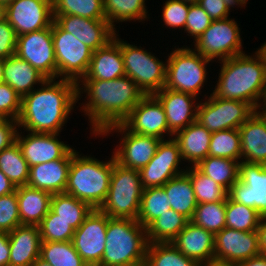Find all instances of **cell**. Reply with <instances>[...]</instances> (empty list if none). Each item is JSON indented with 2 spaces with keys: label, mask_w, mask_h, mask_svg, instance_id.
Returning <instances> with one entry per match:
<instances>
[{
  "label": "cell",
  "mask_w": 266,
  "mask_h": 266,
  "mask_svg": "<svg viewBox=\"0 0 266 266\" xmlns=\"http://www.w3.org/2000/svg\"><path fill=\"white\" fill-rule=\"evenodd\" d=\"M84 93L87 101L82 104L81 110L88 117L92 131L90 135L95 138L109 126L122 123L146 96L126 75L107 81L80 80L77 83V101Z\"/></svg>",
  "instance_id": "cell-1"
},
{
  "label": "cell",
  "mask_w": 266,
  "mask_h": 266,
  "mask_svg": "<svg viewBox=\"0 0 266 266\" xmlns=\"http://www.w3.org/2000/svg\"><path fill=\"white\" fill-rule=\"evenodd\" d=\"M22 97L18 128L32 133H60L77 102V83L46 79Z\"/></svg>",
  "instance_id": "cell-2"
},
{
  "label": "cell",
  "mask_w": 266,
  "mask_h": 266,
  "mask_svg": "<svg viewBox=\"0 0 266 266\" xmlns=\"http://www.w3.org/2000/svg\"><path fill=\"white\" fill-rule=\"evenodd\" d=\"M255 54L244 53L228 58L221 67L217 85L212 94L226 100L249 103L256 111L260 110L266 96V69Z\"/></svg>",
  "instance_id": "cell-3"
},
{
  "label": "cell",
  "mask_w": 266,
  "mask_h": 266,
  "mask_svg": "<svg viewBox=\"0 0 266 266\" xmlns=\"http://www.w3.org/2000/svg\"><path fill=\"white\" fill-rule=\"evenodd\" d=\"M79 153L72 155L65 193L99 209L109 191L114 156L109 161H100Z\"/></svg>",
  "instance_id": "cell-4"
},
{
  "label": "cell",
  "mask_w": 266,
  "mask_h": 266,
  "mask_svg": "<svg viewBox=\"0 0 266 266\" xmlns=\"http://www.w3.org/2000/svg\"><path fill=\"white\" fill-rule=\"evenodd\" d=\"M147 245L146 228L137 220L109 218L98 266H144Z\"/></svg>",
  "instance_id": "cell-5"
},
{
  "label": "cell",
  "mask_w": 266,
  "mask_h": 266,
  "mask_svg": "<svg viewBox=\"0 0 266 266\" xmlns=\"http://www.w3.org/2000/svg\"><path fill=\"white\" fill-rule=\"evenodd\" d=\"M142 193L140 172L120 165L114 158L109 191L99 210L110 218L137 220Z\"/></svg>",
  "instance_id": "cell-6"
},
{
  "label": "cell",
  "mask_w": 266,
  "mask_h": 266,
  "mask_svg": "<svg viewBox=\"0 0 266 266\" xmlns=\"http://www.w3.org/2000/svg\"><path fill=\"white\" fill-rule=\"evenodd\" d=\"M210 62L194 49L178 46L168 54L165 88L196 97L202 95L201 89L209 75L206 68Z\"/></svg>",
  "instance_id": "cell-7"
},
{
  "label": "cell",
  "mask_w": 266,
  "mask_h": 266,
  "mask_svg": "<svg viewBox=\"0 0 266 266\" xmlns=\"http://www.w3.org/2000/svg\"><path fill=\"white\" fill-rule=\"evenodd\" d=\"M126 76L131 78L146 95L162 90L166 84L167 60L119 39Z\"/></svg>",
  "instance_id": "cell-8"
},
{
  "label": "cell",
  "mask_w": 266,
  "mask_h": 266,
  "mask_svg": "<svg viewBox=\"0 0 266 266\" xmlns=\"http://www.w3.org/2000/svg\"><path fill=\"white\" fill-rule=\"evenodd\" d=\"M52 39L56 58V79L78 83L87 73L93 51L70 32L52 23Z\"/></svg>",
  "instance_id": "cell-9"
},
{
  "label": "cell",
  "mask_w": 266,
  "mask_h": 266,
  "mask_svg": "<svg viewBox=\"0 0 266 266\" xmlns=\"http://www.w3.org/2000/svg\"><path fill=\"white\" fill-rule=\"evenodd\" d=\"M232 18L212 20L211 25L195 41L194 50L204 58L223 61L244 53L240 28Z\"/></svg>",
  "instance_id": "cell-10"
},
{
  "label": "cell",
  "mask_w": 266,
  "mask_h": 266,
  "mask_svg": "<svg viewBox=\"0 0 266 266\" xmlns=\"http://www.w3.org/2000/svg\"><path fill=\"white\" fill-rule=\"evenodd\" d=\"M199 101L197 119L211 133L238 129L256 110L244 101L226 100L212 93Z\"/></svg>",
  "instance_id": "cell-11"
},
{
  "label": "cell",
  "mask_w": 266,
  "mask_h": 266,
  "mask_svg": "<svg viewBox=\"0 0 266 266\" xmlns=\"http://www.w3.org/2000/svg\"><path fill=\"white\" fill-rule=\"evenodd\" d=\"M113 131L122 137L119 139L120 144L113 149L116 162L138 171L149 163L161 141L157 137L131 132L122 123L109 126L99 136H108Z\"/></svg>",
  "instance_id": "cell-12"
},
{
  "label": "cell",
  "mask_w": 266,
  "mask_h": 266,
  "mask_svg": "<svg viewBox=\"0 0 266 266\" xmlns=\"http://www.w3.org/2000/svg\"><path fill=\"white\" fill-rule=\"evenodd\" d=\"M47 79H56V58L52 25L48 28L17 36L16 53Z\"/></svg>",
  "instance_id": "cell-13"
},
{
  "label": "cell",
  "mask_w": 266,
  "mask_h": 266,
  "mask_svg": "<svg viewBox=\"0 0 266 266\" xmlns=\"http://www.w3.org/2000/svg\"><path fill=\"white\" fill-rule=\"evenodd\" d=\"M228 197L266 218V165L241 161L239 180L228 191Z\"/></svg>",
  "instance_id": "cell-14"
},
{
  "label": "cell",
  "mask_w": 266,
  "mask_h": 266,
  "mask_svg": "<svg viewBox=\"0 0 266 266\" xmlns=\"http://www.w3.org/2000/svg\"><path fill=\"white\" fill-rule=\"evenodd\" d=\"M181 160L183 161L178 143L168 137L167 140H161L155 155L139 171L143 189L161 187L172 178L185 173L186 170L180 168Z\"/></svg>",
  "instance_id": "cell-15"
},
{
  "label": "cell",
  "mask_w": 266,
  "mask_h": 266,
  "mask_svg": "<svg viewBox=\"0 0 266 266\" xmlns=\"http://www.w3.org/2000/svg\"><path fill=\"white\" fill-rule=\"evenodd\" d=\"M109 218L99 209H93L74 232L73 246L88 266H98L101 263Z\"/></svg>",
  "instance_id": "cell-16"
},
{
  "label": "cell",
  "mask_w": 266,
  "mask_h": 266,
  "mask_svg": "<svg viewBox=\"0 0 266 266\" xmlns=\"http://www.w3.org/2000/svg\"><path fill=\"white\" fill-rule=\"evenodd\" d=\"M5 19L17 36L48 28L54 21L52 0H15L5 7Z\"/></svg>",
  "instance_id": "cell-17"
},
{
  "label": "cell",
  "mask_w": 266,
  "mask_h": 266,
  "mask_svg": "<svg viewBox=\"0 0 266 266\" xmlns=\"http://www.w3.org/2000/svg\"><path fill=\"white\" fill-rule=\"evenodd\" d=\"M122 124L131 132L157 137L161 140H165V136L169 139L174 136L168 128L163 106L153 94L146 95L131 110Z\"/></svg>",
  "instance_id": "cell-18"
},
{
  "label": "cell",
  "mask_w": 266,
  "mask_h": 266,
  "mask_svg": "<svg viewBox=\"0 0 266 266\" xmlns=\"http://www.w3.org/2000/svg\"><path fill=\"white\" fill-rule=\"evenodd\" d=\"M259 254L257 230L245 232L225 227L215 234V262L237 264Z\"/></svg>",
  "instance_id": "cell-19"
},
{
  "label": "cell",
  "mask_w": 266,
  "mask_h": 266,
  "mask_svg": "<svg viewBox=\"0 0 266 266\" xmlns=\"http://www.w3.org/2000/svg\"><path fill=\"white\" fill-rule=\"evenodd\" d=\"M23 135V136H22ZM19 131L15 141L18 143L22 155L29 167L43 164L57 159H63L73 148L60 141V133H32L27 135Z\"/></svg>",
  "instance_id": "cell-20"
},
{
  "label": "cell",
  "mask_w": 266,
  "mask_h": 266,
  "mask_svg": "<svg viewBox=\"0 0 266 266\" xmlns=\"http://www.w3.org/2000/svg\"><path fill=\"white\" fill-rule=\"evenodd\" d=\"M54 21L93 52L105 46L118 32L107 20H93L76 15H55Z\"/></svg>",
  "instance_id": "cell-21"
},
{
  "label": "cell",
  "mask_w": 266,
  "mask_h": 266,
  "mask_svg": "<svg viewBox=\"0 0 266 266\" xmlns=\"http://www.w3.org/2000/svg\"><path fill=\"white\" fill-rule=\"evenodd\" d=\"M153 95L162 104L168 128L173 134L196 121L199 105L196 96L165 87Z\"/></svg>",
  "instance_id": "cell-22"
},
{
  "label": "cell",
  "mask_w": 266,
  "mask_h": 266,
  "mask_svg": "<svg viewBox=\"0 0 266 266\" xmlns=\"http://www.w3.org/2000/svg\"><path fill=\"white\" fill-rule=\"evenodd\" d=\"M238 130L241 161L266 165V113L255 111Z\"/></svg>",
  "instance_id": "cell-23"
},
{
  "label": "cell",
  "mask_w": 266,
  "mask_h": 266,
  "mask_svg": "<svg viewBox=\"0 0 266 266\" xmlns=\"http://www.w3.org/2000/svg\"><path fill=\"white\" fill-rule=\"evenodd\" d=\"M214 239L212 232L189 221L172 244L183 255L205 266L214 262Z\"/></svg>",
  "instance_id": "cell-24"
},
{
  "label": "cell",
  "mask_w": 266,
  "mask_h": 266,
  "mask_svg": "<svg viewBox=\"0 0 266 266\" xmlns=\"http://www.w3.org/2000/svg\"><path fill=\"white\" fill-rule=\"evenodd\" d=\"M76 151L73 148L63 159L29 167L27 185L51 194L65 192L72 155Z\"/></svg>",
  "instance_id": "cell-25"
},
{
  "label": "cell",
  "mask_w": 266,
  "mask_h": 266,
  "mask_svg": "<svg viewBox=\"0 0 266 266\" xmlns=\"http://www.w3.org/2000/svg\"><path fill=\"white\" fill-rule=\"evenodd\" d=\"M118 37L116 33L105 46L92 53L87 73L81 80L107 81L126 75Z\"/></svg>",
  "instance_id": "cell-26"
},
{
  "label": "cell",
  "mask_w": 266,
  "mask_h": 266,
  "mask_svg": "<svg viewBox=\"0 0 266 266\" xmlns=\"http://www.w3.org/2000/svg\"><path fill=\"white\" fill-rule=\"evenodd\" d=\"M9 266H31L40 257L41 235L38 225H20L8 233Z\"/></svg>",
  "instance_id": "cell-27"
},
{
  "label": "cell",
  "mask_w": 266,
  "mask_h": 266,
  "mask_svg": "<svg viewBox=\"0 0 266 266\" xmlns=\"http://www.w3.org/2000/svg\"><path fill=\"white\" fill-rule=\"evenodd\" d=\"M211 132L195 121L186 128L179 130L173 136L178 143L183 161L196 166L209 156ZM187 160V161H186Z\"/></svg>",
  "instance_id": "cell-28"
},
{
  "label": "cell",
  "mask_w": 266,
  "mask_h": 266,
  "mask_svg": "<svg viewBox=\"0 0 266 266\" xmlns=\"http://www.w3.org/2000/svg\"><path fill=\"white\" fill-rule=\"evenodd\" d=\"M21 225H39L48 214L52 195L28 185L16 187Z\"/></svg>",
  "instance_id": "cell-29"
},
{
  "label": "cell",
  "mask_w": 266,
  "mask_h": 266,
  "mask_svg": "<svg viewBox=\"0 0 266 266\" xmlns=\"http://www.w3.org/2000/svg\"><path fill=\"white\" fill-rule=\"evenodd\" d=\"M47 78L17 55L4 59V83L9 84L22 98Z\"/></svg>",
  "instance_id": "cell-30"
},
{
  "label": "cell",
  "mask_w": 266,
  "mask_h": 266,
  "mask_svg": "<svg viewBox=\"0 0 266 266\" xmlns=\"http://www.w3.org/2000/svg\"><path fill=\"white\" fill-rule=\"evenodd\" d=\"M162 187L170 201V208L191 220L197 207V200L190 177L186 173L180 174Z\"/></svg>",
  "instance_id": "cell-31"
},
{
  "label": "cell",
  "mask_w": 266,
  "mask_h": 266,
  "mask_svg": "<svg viewBox=\"0 0 266 266\" xmlns=\"http://www.w3.org/2000/svg\"><path fill=\"white\" fill-rule=\"evenodd\" d=\"M189 221L173 209L166 211L146 227L148 243L172 242Z\"/></svg>",
  "instance_id": "cell-32"
},
{
  "label": "cell",
  "mask_w": 266,
  "mask_h": 266,
  "mask_svg": "<svg viewBox=\"0 0 266 266\" xmlns=\"http://www.w3.org/2000/svg\"><path fill=\"white\" fill-rule=\"evenodd\" d=\"M239 161L208 156L195 167L227 191L239 180Z\"/></svg>",
  "instance_id": "cell-33"
},
{
  "label": "cell",
  "mask_w": 266,
  "mask_h": 266,
  "mask_svg": "<svg viewBox=\"0 0 266 266\" xmlns=\"http://www.w3.org/2000/svg\"><path fill=\"white\" fill-rule=\"evenodd\" d=\"M146 0H103L106 20L116 30L115 22L145 21L149 15Z\"/></svg>",
  "instance_id": "cell-34"
},
{
  "label": "cell",
  "mask_w": 266,
  "mask_h": 266,
  "mask_svg": "<svg viewBox=\"0 0 266 266\" xmlns=\"http://www.w3.org/2000/svg\"><path fill=\"white\" fill-rule=\"evenodd\" d=\"M50 209L59 215V218L68 222L75 230L93 210L86 202L65 192L52 195Z\"/></svg>",
  "instance_id": "cell-35"
},
{
  "label": "cell",
  "mask_w": 266,
  "mask_h": 266,
  "mask_svg": "<svg viewBox=\"0 0 266 266\" xmlns=\"http://www.w3.org/2000/svg\"><path fill=\"white\" fill-rule=\"evenodd\" d=\"M144 266H202L183 255L172 242L148 243Z\"/></svg>",
  "instance_id": "cell-36"
},
{
  "label": "cell",
  "mask_w": 266,
  "mask_h": 266,
  "mask_svg": "<svg viewBox=\"0 0 266 266\" xmlns=\"http://www.w3.org/2000/svg\"><path fill=\"white\" fill-rule=\"evenodd\" d=\"M0 170L15 187L27 185L29 166L16 141L0 152Z\"/></svg>",
  "instance_id": "cell-37"
},
{
  "label": "cell",
  "mask_w": 266,
  "mask_h": 266,
  "mask_svg": "<svg viewBox=\"0 0 266 266\" xmlns=\"http://www.w3.org/2000/svg\"><path fill=\"white\" fill-rule=\"evenodd\" d=\"M170 209V201L162 186L143 189L137 221L146 228Z\"/></svg>",
  "instance_id": "cell-38"
},
{
  "label": "cell",
  "mask_w": 266,
  "mask_h": 266,
  "mask_svg": "<svg viewBox=\"0 0 266 266\" xmlns=\"http://www.w3.org/2000/svg\"><path fill=\"white\" fill-rule=\"evenodd\" d=\"M40 258L50 266H88L74 248L72 241H42Z\"/></svg>",
  "instance_id": "cell-39"
},
{
  "label": "cell",
  "mask_w": 266,
  "mask_h": 266,
  "mask_svg": "<svg viewBox=\"0 0 266 266\" xmlns=\"http://www.w3.org/2000/svg\"><path fill=\"white\" fill-rule=\"evenodd\" d=\"M185 173L190 177L197 204L226 201L228 191L195 166H187Z\"/></svg>",
  "instance_id": "cell-40"
},
{
  "label": "cell",
  "mask_w": 266,
  "mask_h": 266,
  "mask_svg": "<svg viewBox=\"0 0 266 266\" xmlns=\"http://www.w3.org/2000/svg\"><path fill=\"white\" fill-rule=\"evenodd\" d=\"M55 15H76L93 20H106L103 0H52Z\"/></svg>",
  "instance_id": "cell-41"
},
{
  "label": "cell",
  "mask_w": 266,
  "mask_h": 266,
  "mask_svg": "<svg viewBox=\"0 0 266 266\" xmlns=\"http://www.w3.org/2000/svg\"><path fill=\"white\" fill-rule=\"evenodd\" d=\"M225 215L226 201L199 203L190 221L215 235L226 227Z\"/></svg>",
  "instance_id": "cell-42"
},
{
  "label": "cell",
  "mask_w": 266,
  "mask_h": 266,
  "mask_svg": "<svg viewBox=\"0 0 266 266\" xmlns=\"http://www.w3.org/2000/svg\"><path fill=\"white\" fill-rule=\"evenodd\" d=\"M261 216L248 206L226 199V227L238 231L252 232L257 230Z\"/></svg>",
  "instance_id": "cell-43"
},
{
  "label": "cell",
  "mask_w": 266,
  "mask_h": 266,
  "mask_svg": "<svg viewBox=\"0 0 266 266\" xmlns=\"http://www.w3.org/2000/svg\"><path fill=\"white\" fill-rule=\"evenodd\" d=\"M209 156L241 162V141L238 129H226L211 134Z\"/></svg>",
  "instance_id": "cell-44"
},
{
  "label": "cell",
  "mask_w": 266,
  "mask_h": 266,
  "mask_svg": "<svg viewBox=\"0 0 266 266\" xmlns=\"http://www.w3.org/2000/svg\"><path fill=\"white\" fill-rule=\"evenodd\" d=\"M42 241L66 242L72 241L75 229L59 218L51 209L38 225Z\"/></svg>",
  "instance_id": "cell-45"
},
{
  "label": "cell",
  "mask_w": 266,
  "mask_h": 266,
  "mask_svg": "<svg viewBox=\"0 0 266 266\" xmlns=\"http://www.w3.org/2000/svg\"><path fill=\"white\" fill-rule=\"evenodd\" d=\"M21 225L16 190L0 196V233H9Z\"/></svg>",
  "instance_id": "cell-46"
},
{
  "label": "cell",
  "mask_w": 266,
  "mask_h": 266,
  "mask_svg": "<svg viewBox=\"0 0 266 266\" xmlns=\"http://www.w3.org/2000/svg\"><path fill=\"white\" fill-rule=\"evenodd\" d=\"M189 9L190 4L185 3L182 0L165 1L161 15L164 25L169 28H180L181 30H183Z\"/></svg>",
  "instance_id": "cell-47"
},
{
  "label": "cell",
  "mask_w": 266,
  "mask_h": 266,
  "mask_svg": "<svg viewBox=\"0 0 266 266\" xmlns=\"http://www.w3.org/2000/svg\"><path fill=\"white\" fill-rule=\"evenodd\" d=\"M212 19L198 4H190V9L185 22V33L193 37L195 42L202 33L211 25Z\"/></svg>",
  "instance_id": "cell-48"
},
{
  "label": "cell",
  "mask_w": 266,
  "mask_h": 266,
  "mask_svg": "<svg viewBox=\"0 0 266 266\" xmlns=\"http://www.w3.org/2000/svg\"><path fill=\"white\" fill-rule=\"evenodd\" d=\"M22 98L7 83L0 84V118L18 120Z\"/></svg>",
  "instance_id": "cell-49"
},
{
  "label": "cell",
  "mask_w": 266,
  "mask_h": 266,
  "mask_svg": "<svg viewBox=\"0 0 266 266\" xmlns=\"http://www.w3.org/2000/svg\"><path fill=\"white\" fill-rule=\"evenodd\" d=\"M17 35L12 26L4 18L0 21V58H8L15 55Z\"/></svg>",
  "instance_id": "cell-50"
},
{
  "label": "cell",
  "mask_w": 266,
  "mask_h": 266,
  "mask_svg": "<svg viewBox=\"0 0 266 266\" xmlns=\"http://www.w3.org/2000/svg\"><path fill=\"white\" fill-rule=\"evenodd\" d=\"M198 5L204 9L212 20L228 18L231 8H234L231 0H199Z\"/></svg>",
  "instance_id": "cell-51"
},
{
  "label": "cell",
  "mask_w": 266,
  "mask_h": 266,
  "mask_svg": "<svg viewBox=\"0 0 266 266\" xmlns=\"http://www.w3.org/2000/svg\"><path fill=\"white\" fill-rule=\"evenodd\" d=\"M18 130L16 120L0 118V152L15 142Z\"/></svg>",
  "instance_id": "cell-52"
},
{
  "label": "cell",
  "mask_w": 266,
  "mask_h": 266,
  "mask_svg": "<svg viewBox=\"0 0 266 266\" xmlns=\"http://www.w3.org/2000/svg\"><path fill=\"white\" fill-rule=\"evenodd\" d=\"M10 243L8 233H0V266H9Z\"/></svg>",
  "instance_id": "cell-53"
},
{
  "label": "cell",
  "mask_w": 266,
  "mask_h": 266,
  "mask_svg": "<svg viewBox=\"0 0 266 266\" xmlns=\"http://www.w3.org/2000/svg\"><path fill=\"white\" fill-rule=\"evenodd\" d=\"M257 233L260 254L266 255V218H261L257 228Z\"/></svg>",
  "instance_id": "cell-54"
},
{
  "label": "cell",
  "mask_w": 266,
  "mask_h": 266,
  "mask_svg": "<svg viewBox=\"0 0 266 266\" xmlns=\"http://www.w3.org/2000/svg\"><path fill=\"white\" fill-rule=\"evenodd\" d=\"M16 190V187L7 178V176L0 170V196L7 195Z\"/></svg>",
  "instance_id": "cell-55"
},
{
  "label": "cell",
  "mask_w": 266,
  "mask_h": 266,
  "mask_svg": "<svg viewBox=\"0 0 266 266\" xmlns=\"http://www.w3.org/2000/svg\"><path fill=\"white\" fill-rule=\"evenodd\" d=\"M237 266H266V255L259 254L237 263Z\"/></svg>",
  "instance_id": "cell-56"
},
{
  "label": "cell",
  "mask_w": 266,
  "mask_h": 266,
  "mask_svg": "<svg viewBox=\"0 0 266 266\" xmlns=\"http://www.w3.org/2000/svg\"><path fill=\"white\" fill-rule=\"evenodd\" d=\"M256 53L261 58V60L264 64V67L266 69V42L264 44H262V46L260 48L257 49Z\"/></svg>",
  "instance_id": "cell-57"
},
{
  "label": "cell",
  "mask_w": 266,
  "mask_h": 266,
  "mask_svg": "<svg viewBox=\"0 0 266 266\" xmlns=\"http://www.w3.org/2000/svg\"><path fill=\"white\" fill-rule=\"evenodd\" d=\"M31 266H50V264L44 261L42 258L38 257Z\"/></svg>",
  "instance_id": "cell-58"
},
{
  "label": "cell",
  "mask_w": 266,
  "mask_h": 266,
  "mask_svg": "<svg viewBox=\"0 0 266 266\" xmlns=\"http://www.w3.org/2000/svg\"><path fill=\"white\" fill-rule=\"evenodd\" d=\"M4 83V58H0V84Z\"/></svg>",
  "instance_id": "cell-59"
},
{
  "label": "cell",
  "mask_w": 266,
  "mask_h": 266,
  "mask_svg": "<svg viewBox=\"0 0 266 266\" xmlns=\"http://www.w3.org/2000/svg\"><path fill=\"white\" fill-rule=\"evenodd\" d=\"M248 0H231V3L233 7L236 6H241L242 8L246 6Z\"/></svg>",
  "instance_id": "cell-60"
},
{
  "label": "cell",
  "mask_w": 266,
  "mask_h": 266,
  "mask_svg": "<svg viewBox=\"0 0 266 266\" xmlns=\"http://www.w3.org/2000/svg\"><path fill=\"white\" fill-rule=\"evenodd\" d=\"M205 266H237V264H225V263H219V262H212Z\"/></svg>",
  "instance_id": "cell-61"
},
{
  "label": "cell",
  "mask_w": 266,
  "mask_h": 266,
  "mask_svg": "<svg viewBox=\"0 0 266 266\" xmlns=\"http://www.w3.org/2000/svg\"><path fill=\"white\" fill-rule=\"evenodd\" d=\"M5 18V7L0 4V21H2Z\"/></svg>",
  "instance_id": "cell-62"
},
{
  "label": "cell",
  "mask_w": 266,
  "mask_h": 266,
  "mask_svg": "<svg viewBox=\"0 0 266 266\" xmlns=\"http://www.w3.org/2000/svg\"><path fill=\"white\" fill-rule=\"evenodd\" d=\"M13 1L15 0H0V4L6 7L10 2H13Z\"/></svg>",
  "instance_id": "cell-63"
},
{
  "label": "cell",
  "mask_w": 266,
  "mask_h": 266,
  "mask_svg": "<svg viewBox=\"0 0 266 266\" xmlns=\"http://www.w3.org/2000/svg\"><path fill=\"white\" fill-rule=\"evenodd\" d=\"M182 1L188 4H198L199 2V0H182Z\"/></svg>",
  "instance_id": "cell-64"
},
{
  "label": "cell",
  "mask_w": 266,
  "mask_h": 266,
  "mask_svg": "<svg viewBox=\"0 0 266 266\" xmlns=\"http://www.w3.org/2000/svg\"><path fill=\"white\" fill-rule=\"evenodd\" d=\"M264 113H266V96H265V99H264V102H263V105L261 107V109Z\"/></svg>",
  "instance_id": "cell-65"
}]
</instances>
